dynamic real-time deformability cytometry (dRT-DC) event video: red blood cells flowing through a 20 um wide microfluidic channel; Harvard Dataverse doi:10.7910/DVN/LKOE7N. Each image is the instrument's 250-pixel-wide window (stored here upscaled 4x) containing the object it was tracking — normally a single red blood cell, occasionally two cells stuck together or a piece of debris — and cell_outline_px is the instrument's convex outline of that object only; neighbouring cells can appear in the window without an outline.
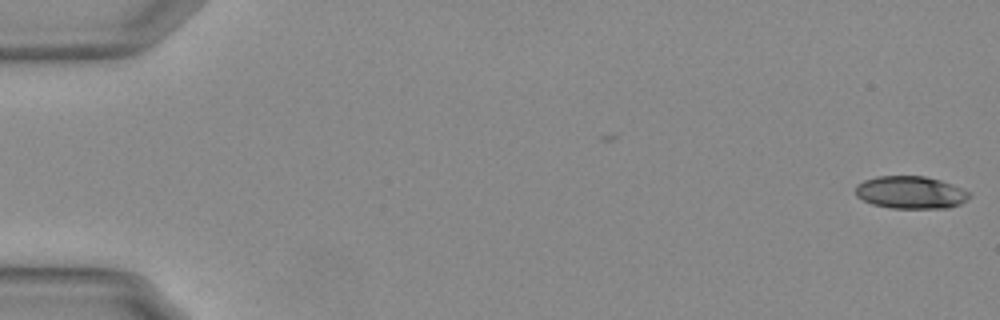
{"species": "Egyptian fruit bat (a non-hibernating species)", "species_latin": "Rousettus aegyptiacus", "temperature_condition": "warm", "stored_images_in_passage": 47, "camera_frame_rate_fps": 3000, "um_per_image_px": 0.085, "animal": {"sex": "female"}, "frame": {"image": 1, "passage_image": 1, "time_ms": 0.0, "image_size_px": [1000, 320], "cell_outline_px": [[968, 196], [960, 204], [948, 208], [892, 208], [872, 204], [856, 196], [856, 188], [864, 180], [880, 176], [924, 176], [940, 180], [952, 184], [968, 192]], "centroid_in_image_um": [77.39, 16.36], "position_along_channel_um": 7.6, "area_um2": 21.21}}
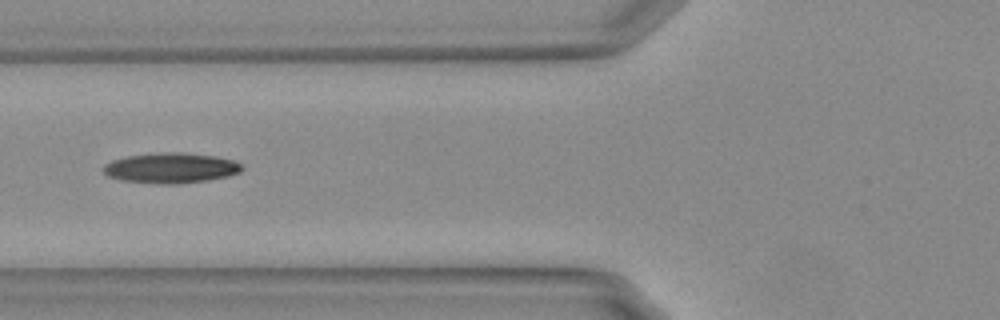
{"frame": {"image": 2, "passage_image": 22, "time_ms": 7.0, "image_size_px": [1000, 320], "cell_outline_px": [[244, 168], [240, 172], [208, 180], [172, 184], [164, 184], [124, 180], [108, 176], [104, 172], [104, 164], [112, 160], [128, 156], [160, 152], [184, 152], [216, 156], [232, 160], [240, 164]], "centroid_in_image_um": [14.53, 14.26], "position_along_channel_um": 111.3, "area_um2": 24.16}}
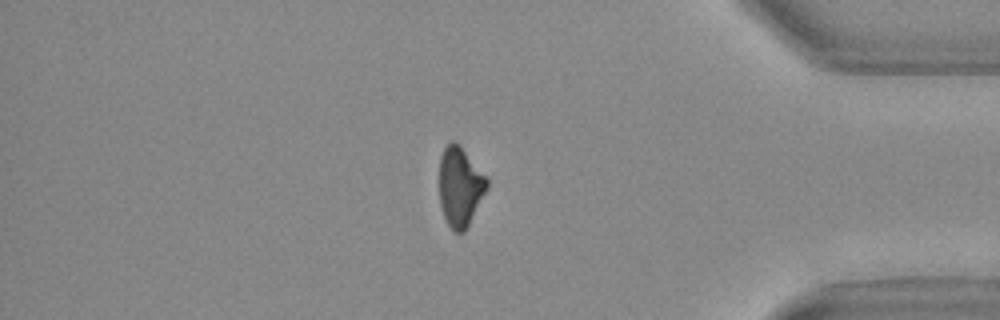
{"frame": {"image": 3, "passage_image": 47, "time_ms": 15.333, "image_size_px": [1000, 320], "cell_outline_px": [[488, 188], [464, 232], [456, 232], [448, 224], [444, 216], [440, 204], [440, 156], [444, 148], [452, 140], [456, 140], [460, 144], [488, 180]], "centroid_in_image_um": [39.1, 15.83], "position_along_channel_um": 396.1, "area_um2": 21.79}}